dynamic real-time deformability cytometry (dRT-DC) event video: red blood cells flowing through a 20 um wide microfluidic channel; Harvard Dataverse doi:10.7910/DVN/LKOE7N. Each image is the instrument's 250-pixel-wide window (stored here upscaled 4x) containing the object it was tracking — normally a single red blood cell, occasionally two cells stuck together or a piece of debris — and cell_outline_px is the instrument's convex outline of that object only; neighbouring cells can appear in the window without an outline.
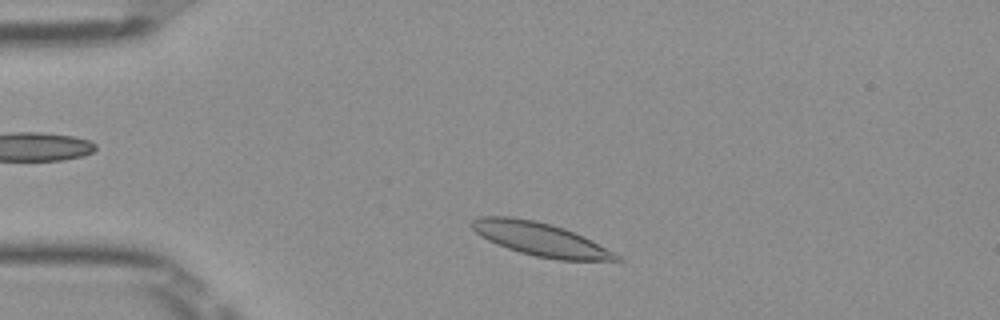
{"species": "Egyptian fruit bat (a non-hibernating species)", "species_latin": "Rousettus aegyptiacus", "temperature_condition": "room temperature", "stored_images_in_passage": 44, "camera_frame_rate_fps": 3000, "um_per_image_px": 0.085, "frame": {"image": 1, "passage_image": 4, "time_ms": 1.0, "image_size_px": [1000, 320], "cell_outline_px": [[624, 260], [560, 260], [536, 256], [520, 252], [496, 244], [480, 236], [468, 224], [472, 220], [480, 216], [508, 216], [536, 220], [552, 224], [564, 228], [584, 236], [592, 240], [620, 256]], "centroid_in_image_um": [45.89, 20.31], "position_along_channel_um": 39.1, "area_um2": 28.03}}
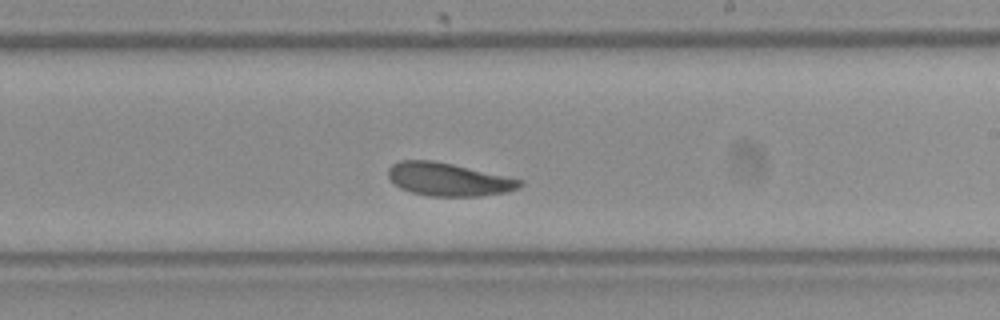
{"frame": {"image": 2, "passage_image": 23, "time_ms": 7.333, "image_size_px": [1000, 320], "cell_outline_px": [[524, 184], [520, 188], [504, 192], [480, 196], [428, 196], [412, 192], [400, 188], [388, 176], [388, 168], [392, 164], [400, 160], [432, 160], [452, 164], [524, 180]], "centroid_in_image_um": [38.12, 15.25], "position_along_channel_um": 250.9, "area_um2": 25.26}}
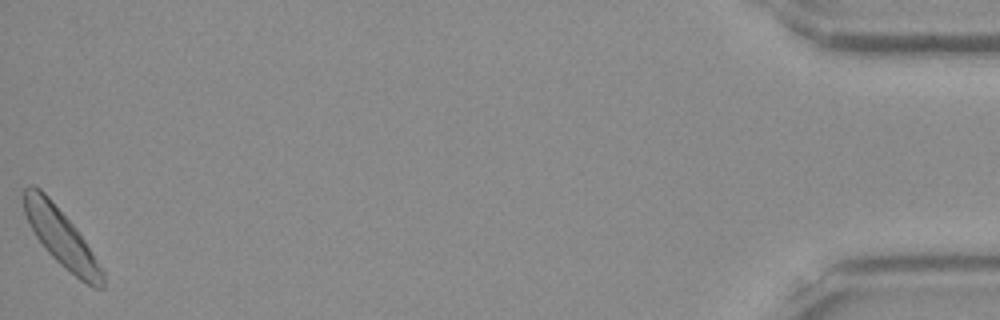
{"frame": {"image": 3, "passage_image": 44, "time_ms": 14.333, "image_size_px": [1000, 320], "cell_outline_px": [[104, 288], [92, 288], [80, 280], [64, 268], [48, 252], [36, 236], [28, 224], [24, 212], [24, 188], [28, 184], [32, 184], [40, 188], [48, 196], [76, 228], [92, 252], [104, 272]], "centroid_in_image_um": [5.2, 20.19], "position_along_channel_um": 430.0, "area_um2": 26.18}, "authors_computed_cell_mechanics": {"area_um2": 25.9233, "velocity_mm_per_s": 3.8999, "shape_relaxation_time_tau1_ms": 2.2407, "shape_relaxation_time_tau2_ms": 3.1266, "deformation_change_tau1": 0.0934, "deformation_change_tau2": 0.0952}}